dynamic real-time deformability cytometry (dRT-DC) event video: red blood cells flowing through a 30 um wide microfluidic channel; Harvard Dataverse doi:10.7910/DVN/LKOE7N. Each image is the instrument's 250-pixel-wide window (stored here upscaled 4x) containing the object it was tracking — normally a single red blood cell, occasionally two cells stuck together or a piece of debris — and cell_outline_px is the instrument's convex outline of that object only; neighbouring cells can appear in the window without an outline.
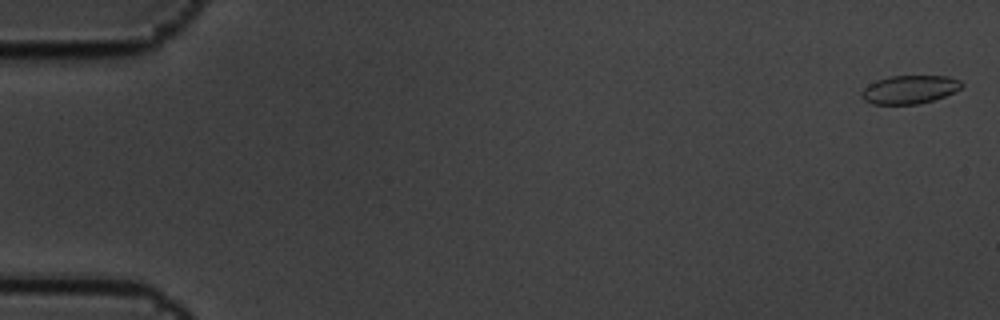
{"species": "common noctule bat (a hibernating species)", "species_latin": "Nyctalus noctula", "temperature_condition": "cold", "stored_images_in_passage": 6, "camera_frame_rate_fps": 3000, "um_per_image_px": 0.085, "animal": {"sex": "male", "body_mass_g": 19.5, "forearm_length_mm": 54.6}, "frame": {"image": 1, "passage_image": 1, "time_ms": 0.0, "image_size_px": [1000, 320], "cell_outline_px": [[964, 84], [960, 88], [944, 96], [932, 100], [916, 104], [872, 104], [864, 100], [860, 96], [860, 92], [868, 84], [876, 80], [888, 76], [948, 76], [960, 80]], "centroid_in_image_um": [77.27, 7.6], "position_along_channel_um": 7.7, "area_um2": 16.53}}
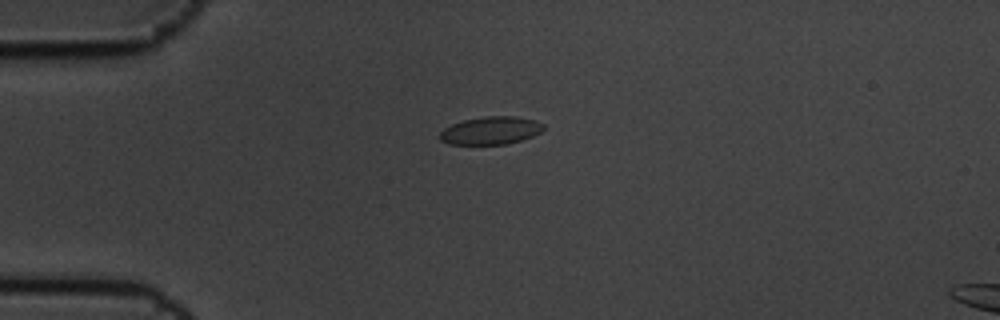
{"frame": {"image": 2, "passage_image": 5, "time_ms": 1.333, "image_size_px": [1000, 320], "cell_outline_px": [[544, 128], [540, 132], [532, 136], [508, 144], [448, 144], [440, 140], [440, 132], [444, 128], [452, 124], [464, 120], [484, 116], [512, 116], [536, 120], [544, 124]], "centroid_in_image_um": [41.71, 11.09], "position_along_channel_um": 43.3, "area_um2": 16.76}}